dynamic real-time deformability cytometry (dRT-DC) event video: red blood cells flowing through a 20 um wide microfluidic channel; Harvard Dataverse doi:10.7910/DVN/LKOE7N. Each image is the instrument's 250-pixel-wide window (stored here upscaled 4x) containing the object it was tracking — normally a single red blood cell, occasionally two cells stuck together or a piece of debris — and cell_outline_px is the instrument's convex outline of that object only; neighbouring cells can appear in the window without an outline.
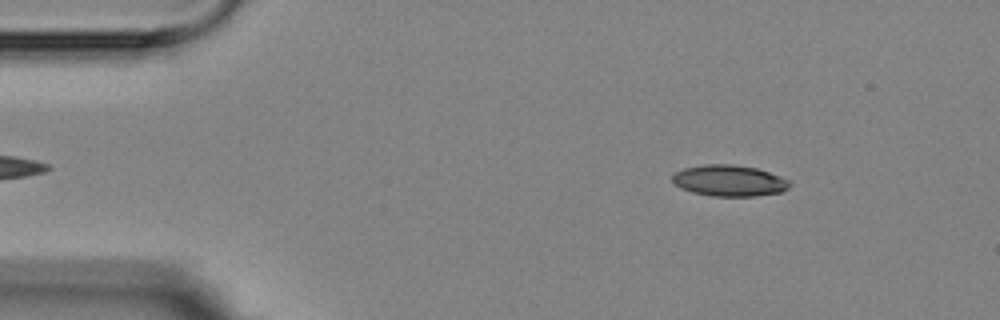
{"species": "Egyptian fruit bat (a non-hibernating species)", "species_latin": "Rousettus aegyptiacus", "temperature_condition": "room temperature", "stored_images_in_passage": 11, "camera_frame_rate_fps": 3000, "um_per_image_px": 0.085, "animal": {"sex": "female"}, "frame": {"image": 1, "passage_image": 2, "time_ms": 1.333, "image_size_px": [1000, 320], "cell_outline_px": [[792, 184], [788, 188], [780, 192], [756, 196], [712, 196], [692, 192], [680, 188], [672, 180], [672, 176], [676, 172], [684, 168], [704, 164], [732, 164], [756, 168], [780, 176], [788, 180]], "centroid_in_image_um": [61.98, 15.35], "position_along_channel_um": 23.0, "area_um2": 21.27}}
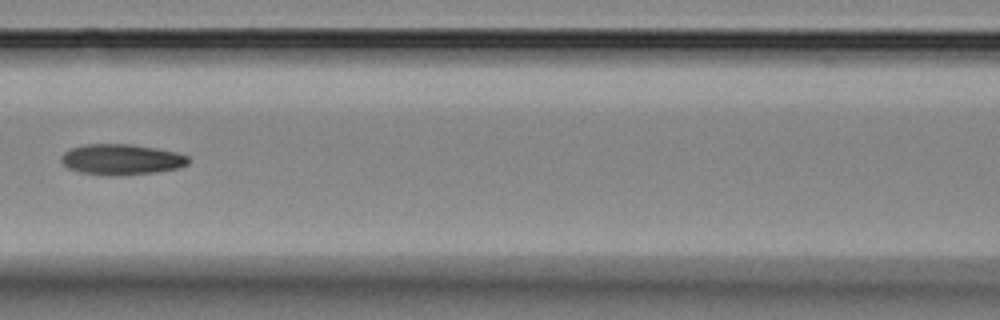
{"frame": {"image": 2, "passage_image": 7, "time_ms": 7.0, "image_size_px": [1000, 320], "cell_outline_px": [[188, 164], [176, 168], [156, 172], [80, 172], [68, 168], [60, 160], [60, 156], [64, 152], [72, 148], [84, 144], [132, 144], [156, 148], [176, 152], [188, 156]], "centroid_in_image_um": [10.32, 13.49], "position_along_channel_um": 156.3, "area_um2": 21.56}}
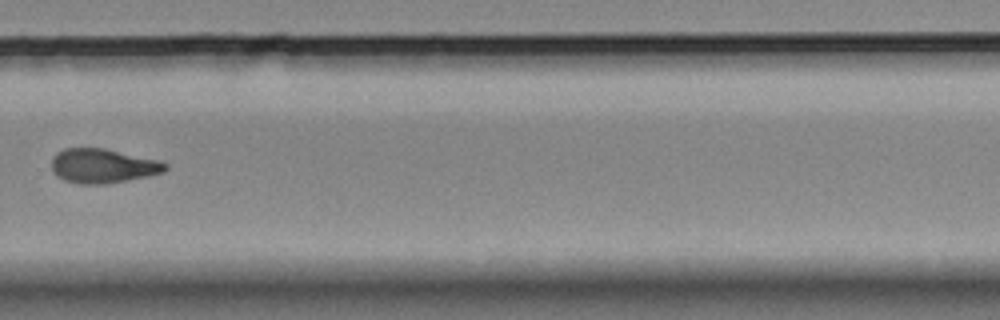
{"frame": {"image": 3, "passage_image": 11, "time_ms": 11.667, "image_size_px": [1000, 320], "cell_outline_px": [[168, 168], [164, 172], [148, 176], [108, 184], [80, 184], [64, 180], [56, 176], [52, 168], [52, 156], [56, 152], [64, 148], [104, 148], [160, 160], [168, 164]], "centroid_in_image_um": [8.75, 14.1], "position_along_channel_um": 321.1, "area_um2": 23.0}}